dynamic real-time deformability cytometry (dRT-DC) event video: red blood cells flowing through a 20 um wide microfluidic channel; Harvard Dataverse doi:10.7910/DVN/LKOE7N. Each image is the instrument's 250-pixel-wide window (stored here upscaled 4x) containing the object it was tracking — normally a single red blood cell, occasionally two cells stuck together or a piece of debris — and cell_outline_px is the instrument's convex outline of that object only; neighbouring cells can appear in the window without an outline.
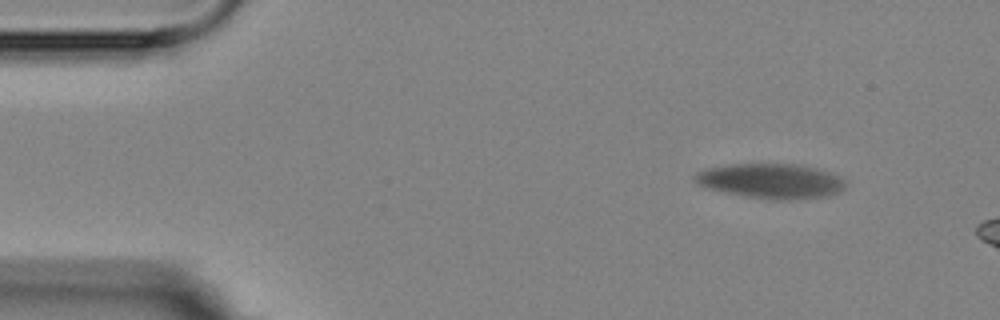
{"species": "Egyptian fruit bat (a non-hibernating species)", "species_latin": "Rousettus aegyptiacus", "temperature_condition": "room temperature", "stored_images_in_passage": 3, "camera_frame_rate_fps": 3000, "um_per_image_px": 0.085, "animal": {"sex": "female"}, "frame": {"image": 1, "passage_image": 1, "time_ms": 0.0, "image_size_px": [1000, 320], "cell_outline_px": [[848, 180], [844, 188], [840, 192], [828, 196], [792, 200], [772, 200], [744, 196], [704, 188], [696, 184], [692, 176], [696, 172], [708, 168], [728, 164], [796, 164], [816, 168], [840, 176]], "centroid_in_image_um": [65.52, 15.39], "position_along_channel_um": 19.5, "area_um2": 31.1}}